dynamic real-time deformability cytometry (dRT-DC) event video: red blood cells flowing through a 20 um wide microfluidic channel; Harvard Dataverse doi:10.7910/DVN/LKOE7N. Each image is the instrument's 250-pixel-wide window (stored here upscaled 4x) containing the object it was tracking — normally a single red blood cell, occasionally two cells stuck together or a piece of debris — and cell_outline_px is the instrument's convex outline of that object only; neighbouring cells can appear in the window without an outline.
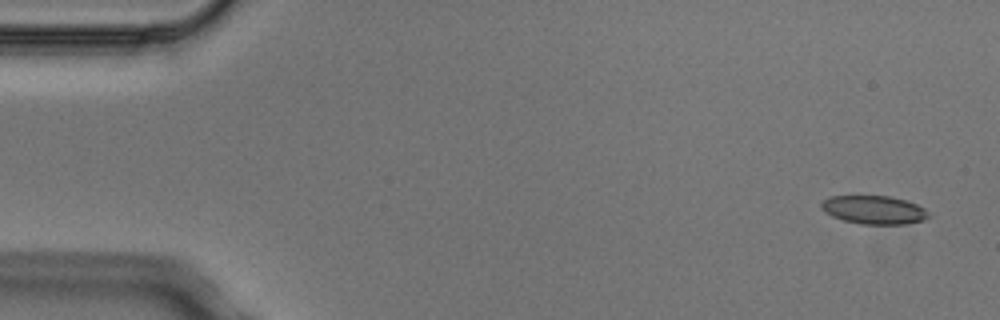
{"species": "Egyptian fruit bat (a non-hibernating species)", "species_latin": "Rousettus aegyptiacus", "temperature_condition": "cold", "stored_images_in_passage": 8, "camera_frame_rate_fps": 3000, "um_per_image_px": 0.085, "animal": {"sex": "male"}, "frame": {"image": 1, "passage_image": 1, "time_ms": 0.0, "image_size_px": [1000, 320], "cell_outline_px": [[932, 216], [924, 220], [904, 224], [860, 224], [844, 220], [832, 216], [824, 212], [820, 208], [820, 204], [824, 200], [832, 196], [888, 196], [904, 200], [916, 204], [924, 208]], "centroid_in_image_um": [74.29, 17.84], "position_along_channel_um": 10.7, "area_um2": 17.74}}
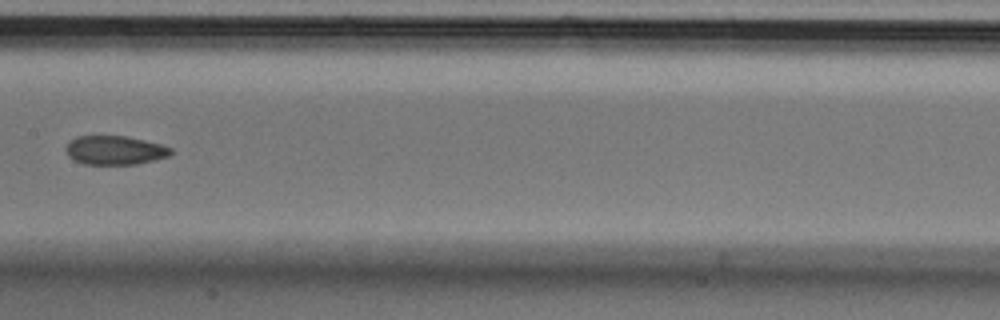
{"frame": {"image": 2, "passage_image": 7, "time_ms": 2.0, "image_size_px": [1000, 320], "cell_outline_px": [[172, 152], [168, 156], [156, 160], [136, 164], [84, 164], [68, 156], [64, 148], [76, 136], [128, 136], [160, 144], [172, 148]], "centroid_in_image_um": [9.77, 12.77], "position_along_channel_um": 197.6, "area_um2": 17.63}}
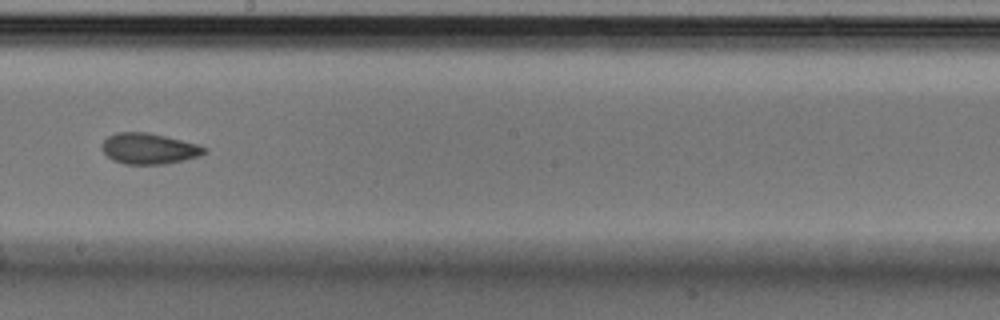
{"frame": {"image": 3, "passage_image": 8, "time_ms": 2.333, "image_size_px": [1000, 320], "cell_outline_px": [[208, 148], [200, 156], [184, 160], [164, 164], [124, 164], [112, 160], [100, 148], [100, 144], [108, 136], [116, 132], [148, 132], [196, 144]], "centroid_in_image_um": [12.61, 12.63], "position_along_channel_um": 235.6, "area_um2": 18.38}}